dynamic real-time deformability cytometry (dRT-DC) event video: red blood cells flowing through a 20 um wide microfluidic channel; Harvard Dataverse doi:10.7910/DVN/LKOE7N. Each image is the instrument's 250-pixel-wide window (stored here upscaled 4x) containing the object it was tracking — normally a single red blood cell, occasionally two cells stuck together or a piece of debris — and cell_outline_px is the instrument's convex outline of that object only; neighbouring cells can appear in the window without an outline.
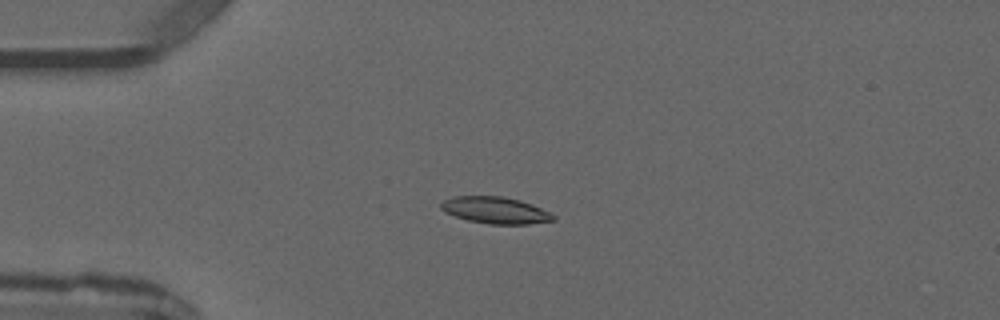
{"species": "common noctule bat (a hibernating species)", "species_latin": "Nyctalus noctula", "temperature_condition": "warm", "stored_images_in_passage": 5, "camera_frame_rate_fps": 3000, "um_per_image_px": 0.085, "animal": {"sex": "male", "forearm_length_mm": 52.5}, "frame": {"image": 1, "passage_image": 4, "time_ms": 3.667, "image_size_px": [1000, 320], "cell_outline_px": [[556, 220], [528, 224], [488, 224], [468, 220], [444, 212], [440, 208], [440, 204], [444, 200], [452, 196], [504, 196], [520, 200], [532, 204], [556, 216]], "centroid_in_image_um": [42.1, 17.86], "position_along_channel_um": 42.9, "area_um2": 17.51}}